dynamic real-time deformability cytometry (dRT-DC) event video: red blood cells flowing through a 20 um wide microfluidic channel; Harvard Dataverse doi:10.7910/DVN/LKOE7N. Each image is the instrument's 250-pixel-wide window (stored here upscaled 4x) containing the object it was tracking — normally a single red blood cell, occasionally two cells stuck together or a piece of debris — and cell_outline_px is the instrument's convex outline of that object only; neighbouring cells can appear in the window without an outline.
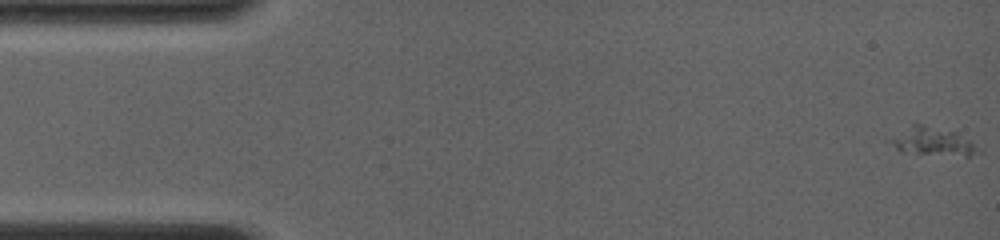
{"species": "common noctule bat (a hibernating species)", "species_latin": "Nyctalus noctula", "temperature_condition": "room temperature", "stored_images_in_passage": 31, "camera_frame_rate_fps": 4000, "um_per_image_px": 0.085, "animal": {"sex": "female", "body_mass_g": 19.0, "forearm_length_mm": 56.7}, "frame": {"image": 1, "passage_image": 1, "time_ms": 0.0, "image_size_px": [1000, 240], "cell_outline_px": [[980, 152], [968, 156], [964, 156], [900, 152], [888, 140], [912, 120], [956, 132], [972, 140], [980, 148]], "centroid_in_image_um": [79.26, 11.98], "position_along_channel_um": 5.7, "area_um2": 15.09}}
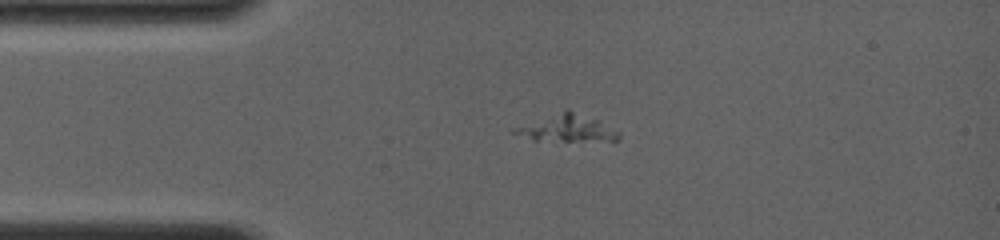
{"frame": {"image": 2, "passage_image": 22, "time_ms": 3.5, "image_size_px": [1000, 240], "cell_outline_px": [[620, 140], [532, 140], [508, 132], [512, 128], [564, 108], [568, 108], [596, 120], [620, 132]], "centroid_in_image_um": [48.09, 10.87], "position_along_channel_um": 36.9, "area_um2": 16.47}}